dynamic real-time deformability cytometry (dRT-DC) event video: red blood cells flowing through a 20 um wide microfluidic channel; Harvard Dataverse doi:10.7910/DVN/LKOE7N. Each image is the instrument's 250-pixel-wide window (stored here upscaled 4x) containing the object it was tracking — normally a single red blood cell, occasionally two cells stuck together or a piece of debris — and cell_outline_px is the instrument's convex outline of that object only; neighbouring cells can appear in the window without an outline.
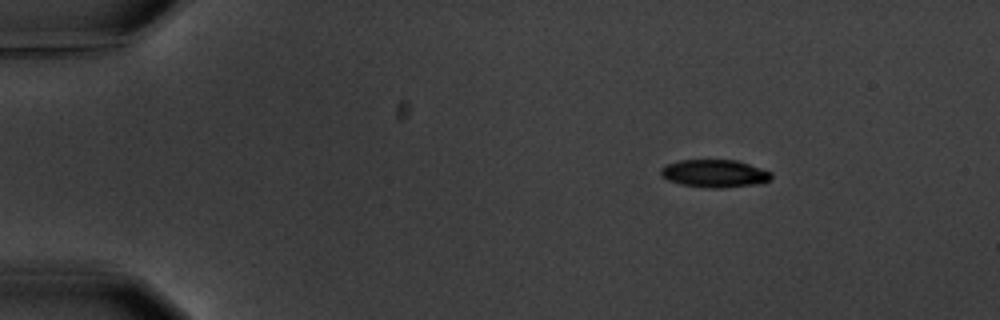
{"species": "common noctule bat (a hibernating species)", "species_latin": "Nyctalus noctula", "temperature_condition": "warm", "stored_images_in_passage": 5, "camera_frame_rate_fps": 3000, "um_per_image_px": 0.085, "animal": {"sex": "male", "body_mass_g": 20.1, "forearm_length_mm": 53.5}, "frame": {"image": 1, "passage_image": 1, "time_ms": 0.0, "image_size_px": [1000, 320], "cell_outline_px": [[772, 176], [768, 180], [760, 184], [720, 188], [712, 188], [680, 184], [668, 180], [660, 172], [660, 168], [664, 164], [680, 160], [736, 160], [772, 172]], "centroid_in_image_um": [60.72, 14.74], "position_along_channel_um": 24.3, "area_um2": 17.8}}
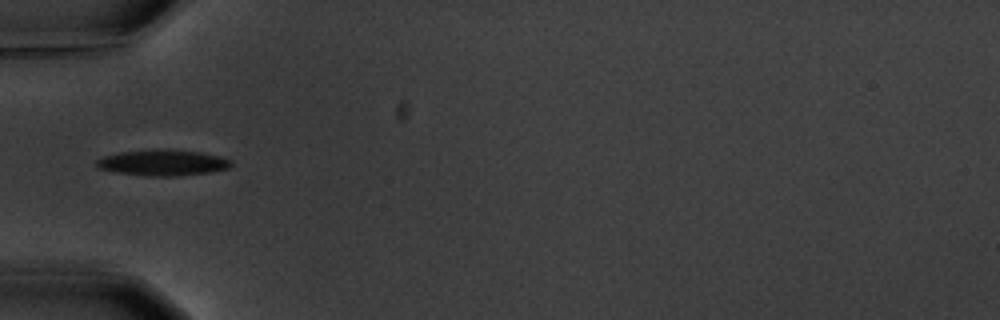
{"frame": {"image": 2, "passage_image": 4, "time_ms": 3.667, "image_size_px": [1000, 320], "cell_outline_px": [[232, 164], [228, 168], [212, 172], [176, 176], [144, 176], [116, 172], [96, 168], [96, 160], [104, 156], [120, 152], [156, 148], [164, 148], [200, 152], [232, 160]], "centroid_in_image_um": [13.8, 13.82], "position_along_channel_um": 71.2, "area_um2": 20.58}}
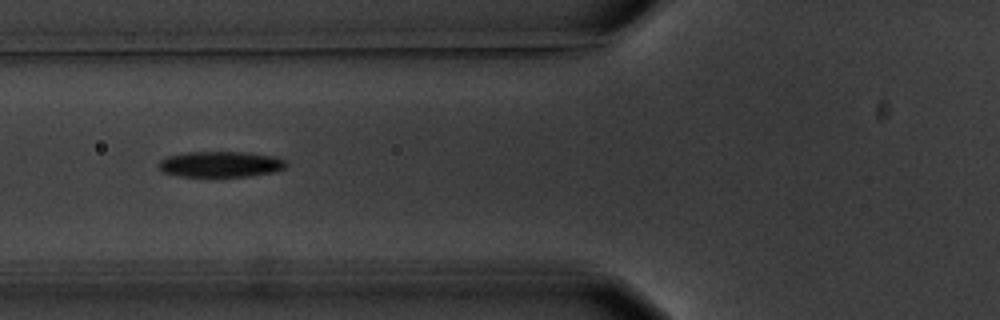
{"frame": {"image": 3, "passage_image": 5, "time_ms": 4.667, "image_size_px": [1000, 320], "cell_outline_px": [[288, 164], [284, 168], [276, 172], [248, 176], [180, 176], [160, 172], [156, 164], [160, 160], [168, 156], [188, 152], [252, 152], [272, 156], [288, 160]], "centroid_in_image_um": [18.75, 13.95], "position_along_channel_um": 107.0, "area_um2": 19.42}}